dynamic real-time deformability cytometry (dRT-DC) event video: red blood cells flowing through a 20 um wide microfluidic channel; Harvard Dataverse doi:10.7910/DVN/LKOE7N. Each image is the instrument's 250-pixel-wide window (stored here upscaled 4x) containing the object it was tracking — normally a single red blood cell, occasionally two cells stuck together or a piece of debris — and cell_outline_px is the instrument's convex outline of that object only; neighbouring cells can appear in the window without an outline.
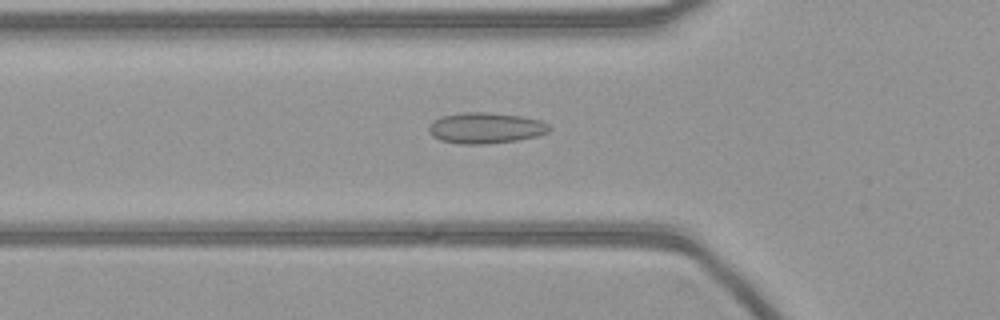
{"species": "common noctule bat (a hibernating species)", "species_latin": "Nyctalus noctula", "temperature_condition": "warm", "stored_images_in_passage": 54, "camera_frame_rate_fps": 3000, "um_per_image_px": 0.085, "animal": {"sex": "female", "body_mass_g": 21.9}, "frame": {"image": 1, "passage_image": 18, "time_ms": 5.667, "image_size_px": [1000, 320], "cell_outline_px": [[552, 128], [548, 132], [536, 136], [516, 140], [484, 144], [460, 144], [440, 140], [432, 136], [428, 132], [428, 128], [436, 120], [444, 116], [460, 112], [484, 112], [520, 116], [540, 120], [548, 124]], "centroid_in_image_um": [41.28, 10.88], "position_along_channel_um": 84.5, "area_um2": 21.5}}
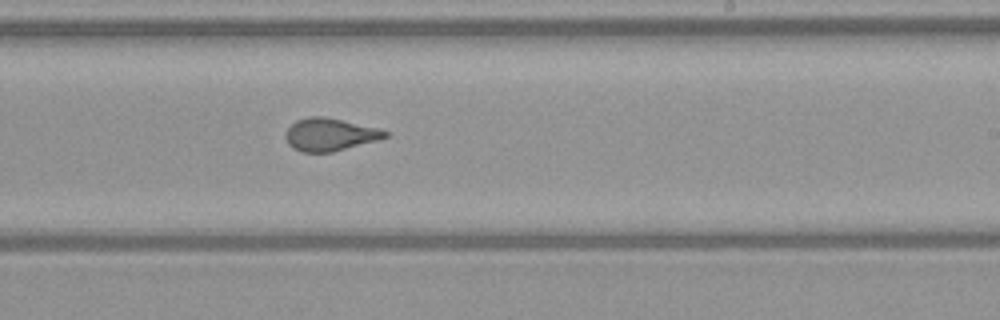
{"frame": {"image": 2, "passage_image": 32, "time_ms": 10.333, "image_size_px": [1000, 320], "cell_outline_px": [[388, 136], [376, 140], [332, 152], [300, 152], [292, 148], [288, 144], [284, 136], [288, 128], [296, 120], [308, 116], [324, 116], [380, 128], [388, 132]], "centroid_in_image_um": [28.0, 11.43], "position_along_channel_um": 261.0, "area_um2": 18.96}}
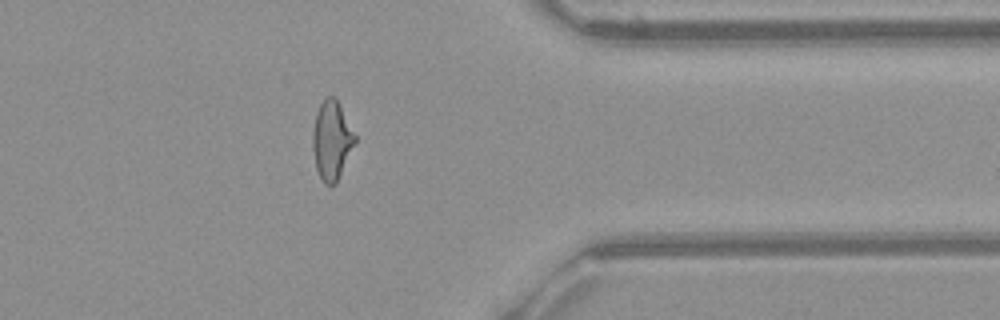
{"frame": {"image": 3, "passage_image": 43, "time_ms": 14.0, "image_size_px": [1000, 320], "cell_outline_px": [[356, 144], [336, 184], [332, 188], [324, 184], [316, 168], [312, 148], [312, 132], [316, 112], [320, 104], [328, 96], [336, 96], [356, 136]], "centroid_in_image_um": [28.2, 11.95], "position_along_channel_um": 383.2, "area_um2": 19.83}}